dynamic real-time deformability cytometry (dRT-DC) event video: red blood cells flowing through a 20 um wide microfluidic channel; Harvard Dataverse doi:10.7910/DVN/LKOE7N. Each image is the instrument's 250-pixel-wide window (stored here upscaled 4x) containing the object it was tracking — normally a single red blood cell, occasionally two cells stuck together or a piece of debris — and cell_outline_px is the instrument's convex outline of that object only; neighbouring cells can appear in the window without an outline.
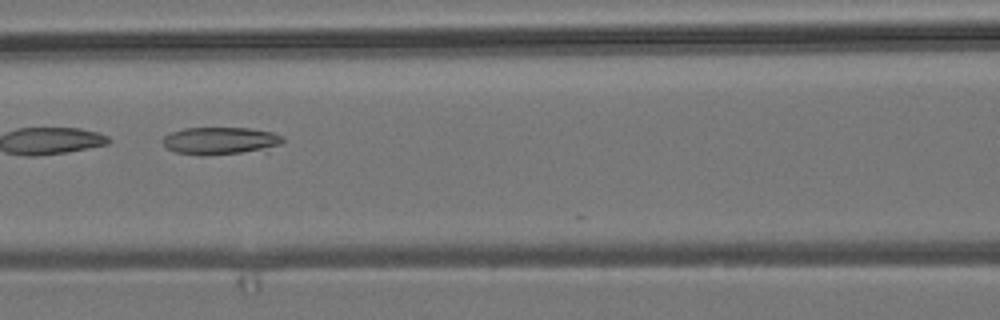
{"species": "common noctule bat (a hibernating species)", "species_latin": "Nyctalus noctula", "temperature_condition": "room temperature", "stored_images_in_passage": 7, "camera_frame_rate_fps": 3000, "um_per_image_px": 0.085, "animal": {"sex": "male", "body_mass_g": 19.2, "forearm_length_mm": 51.8}, "frame": {"image": 1, "passage_image": 6, "time_ms": 6.667, "image_size_px": [1000, 320], "cell_outline_px": [[284, 140], [280, 144], [268, 152], [204, 156], [200, 156], [176, 152], [168, 148], [160, 140], [164, 136], [172, 132], [184, 128], [248, 128], [272, 132], [284, 136]], "centroid_in_image_um": [18.82, 12.0], "position_along_channel_um": 147.8, "area_um2": 20.0}}